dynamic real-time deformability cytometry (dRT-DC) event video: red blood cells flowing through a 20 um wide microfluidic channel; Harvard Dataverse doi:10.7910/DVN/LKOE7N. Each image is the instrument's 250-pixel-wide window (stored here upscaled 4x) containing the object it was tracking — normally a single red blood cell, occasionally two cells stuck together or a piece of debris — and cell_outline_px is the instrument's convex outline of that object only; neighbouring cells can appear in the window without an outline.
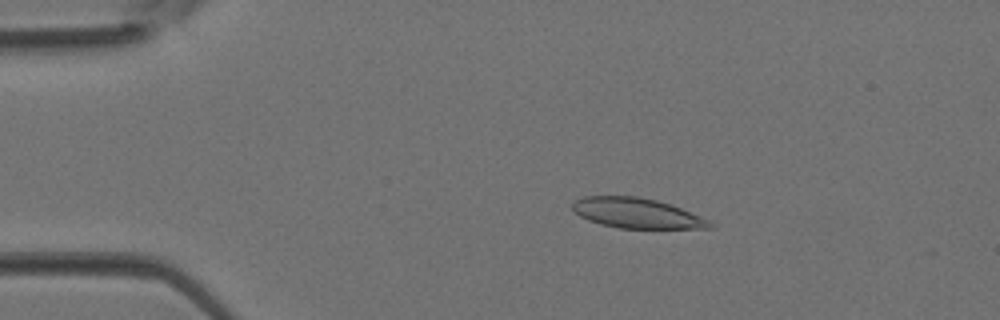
{"species": "Egyptian fruit bat (a non-hibernating species)", "species_latin": "Rousettus aegyptiacus", "temperature_condition": "room temperature", "stored_images_in_passage": 3, "camera_frame_rate_fps": 3000, "um_per_image_px": 0.085, "animal": {"sex": "female"}, "frame": {"image": 1, "passage_image": 2, "time_ms": 0.333, "image_size_px": [1000, 320], "cell_outline_px": [[716, 224], [712, 228], [620, 228], [600, 224], [588, 220], [580, 216], [572, 208], [572, 204], [576, 200], [584, 196], [636, 196], [656, 200], [680, 208], [708, 220]], "centroid_in_image_um": [54.11, 18.12], "position_along_channel_um": 30.9, "area_um2": 23.81}}